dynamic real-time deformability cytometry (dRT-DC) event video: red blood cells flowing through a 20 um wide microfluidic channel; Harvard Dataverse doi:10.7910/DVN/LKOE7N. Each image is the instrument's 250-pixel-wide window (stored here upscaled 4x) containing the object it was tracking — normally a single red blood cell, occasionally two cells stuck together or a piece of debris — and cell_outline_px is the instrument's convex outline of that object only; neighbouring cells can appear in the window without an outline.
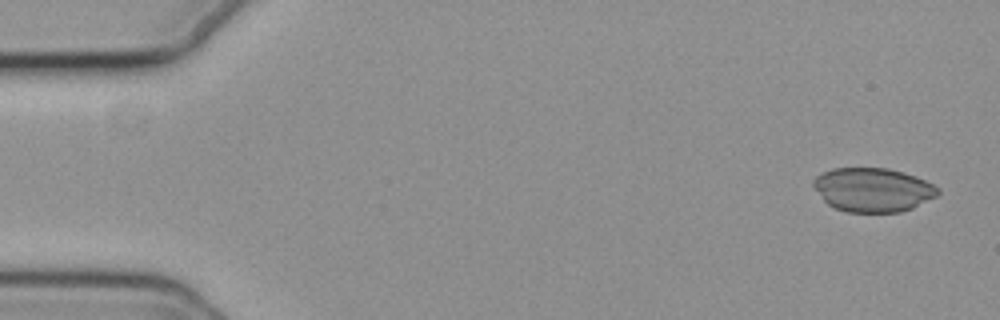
{"species": "common noctule bat (a hibernating species)", "species_latin": "Nyctalus noctula", "temperature_condition": "cold", "stored_images_in_passage": 55, "camera_frame_rate_fps": 3000, "um_per_image_px": 0.085, "animal": {"sex": "female", "body_mass_g": 19.3, "forearm_length_mm": 54.1}, "frame": {"image": 1, "passage_image": 1, "time_ms": 0.0, "image_size_px": [1000, 320], "cell_outline_px": [[940, 192], [936, 196], [912, 208], [900, 212], [848, 212], [832, 208], [824, 200], [812, 184], [812, 180], [816, 176], [832, 168], [888, 168], [904, 172], [916, 176], [940, 188]], "centroid_in_image_um": [74.19, 16.13], "position_along_channel_um": 10.8, "area_um2": 31.91}}
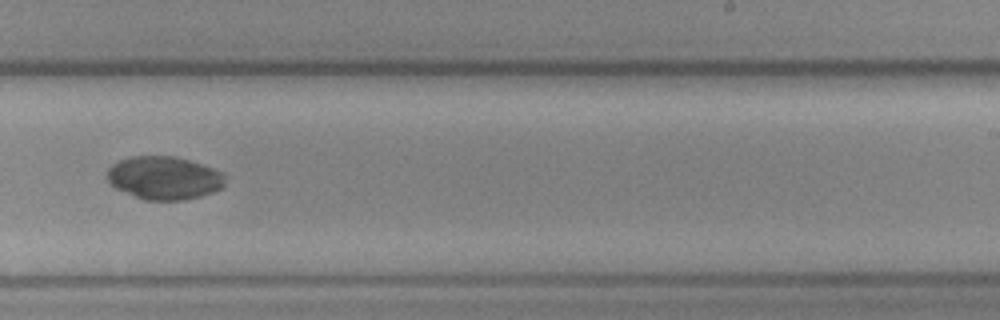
{"frame": {"image": 2, "passage_image": 33, "time_ms": 10.667, "image_size_px": [1000, 320], "cell_outline_px": [[224, 188], [200, 196], [184, 200], [144, 200], [116, 188], [108, 180], [108, 168], [112, 164], [120, 160], [132, 156], [176, 156], [224, 172]], "centroid_in_image_um": [13.97, 15.12], "position_along_channel_um": 275.0, "area_um2": 29.54}}
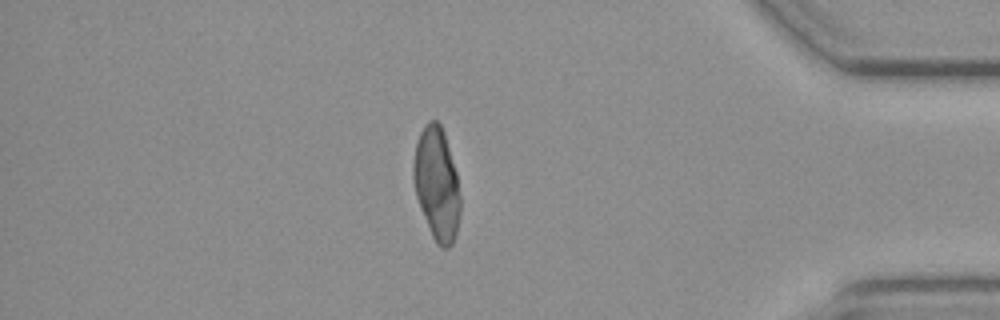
{"frame": {"image": 3, "passage_image": 46, "time_ms": 15.0, "image_size_px": [1000, 320], "cell_outline_px": [[460, 212], [456, 236], [452, 244], [448, 248], [440, 248], [436, 244], [432, 236], [420, 208], [416, 196], [412, 180], [412, 168], [416, 140], [424, 124], [428, 120], [436, 120], [440, 124], [444, 132], [456, 172], [460, 196]], "centroid_in_image_um": [37.11, 15.63], "position_along_channel_um": 398.1, "area_um2": 31.15}}